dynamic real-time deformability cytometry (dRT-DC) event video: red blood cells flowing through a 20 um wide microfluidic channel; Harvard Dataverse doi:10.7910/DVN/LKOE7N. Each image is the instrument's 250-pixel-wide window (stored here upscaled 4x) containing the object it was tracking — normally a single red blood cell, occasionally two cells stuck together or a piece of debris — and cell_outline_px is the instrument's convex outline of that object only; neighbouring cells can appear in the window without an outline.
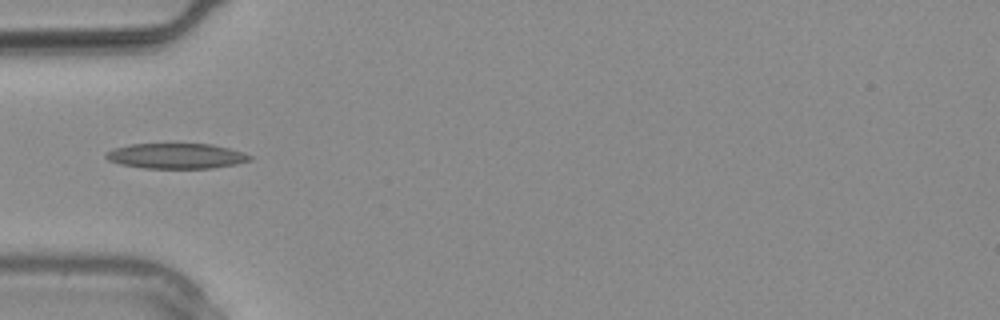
{"species": "common noctule bat (a hibernating species)", "species_latin": "Nyctalus noctula", "temperature_condition": "warm", "stored_images_in_passage": 4, "camera_frame_rate_fps": 3000, "um_per_image_px": 0.085, "animal": {"sex": "male", "body_mass_g": 20.4}, "frame": {"image": 1, "passage_image": 1, "time_ms": 0.0, "image_size_px": [1000, 320], "cell_outline_px": [[256, 156], [252, 160], [236, 164], [212, 168], [144, 168], [120, 164], [108, 160], [104, 156], [104, 152], [112, 148], [128, 144], [212, 144], [244, 152]], "centroid_in_image_um": [14.98, 13.25], "position_along_channel_um": 70.0, "area_um2": 21.5}}
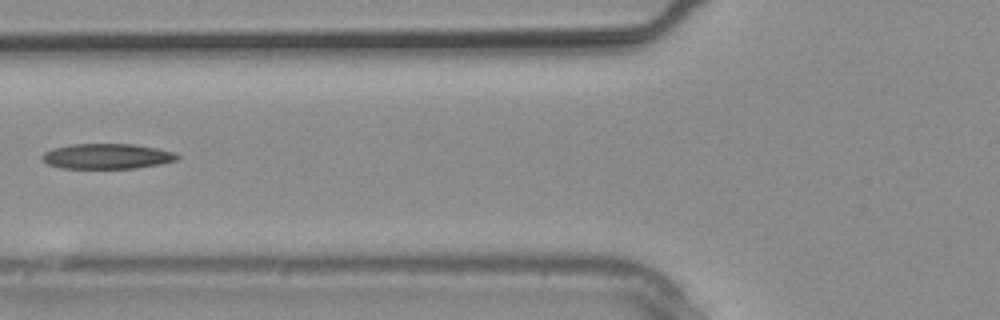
{"frame": {"image": 2, "passage_image": 3, "time_ms": 0.667, "image_size_px": [1000, 320], "cell_outline_px": [[180, 156], [176, 160], [160, 164], [136, 168], [60, 168], [48, 164], [40, 156], [44, 152], [52, 148], [72, 144], [132, 144], [156, 148], [176, 152]], "centroid_in_image_um": [9.09, 13.28], "position_along_channel_um": 116.7, "area_um2": 19.88}}